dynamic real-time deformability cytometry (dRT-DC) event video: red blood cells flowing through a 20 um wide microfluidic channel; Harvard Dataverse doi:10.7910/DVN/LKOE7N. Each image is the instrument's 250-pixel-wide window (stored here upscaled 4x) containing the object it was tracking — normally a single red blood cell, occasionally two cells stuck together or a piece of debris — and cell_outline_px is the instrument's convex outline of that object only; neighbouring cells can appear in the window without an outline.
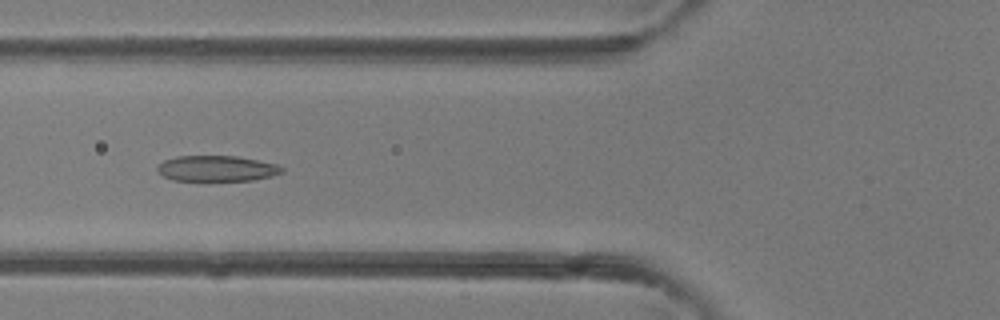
{"species": "common noctule bat (a hibernating species)", "species_latin": "Nyctalus noctula", "temperature_condition": "room temperature", "stored_images_in_passage": 5, "camera_frame_rate_fps": 3000, "um_per_image_px": 0.085, "animal": {"sex": "female"}, "frame": {"image": 1, "passage_image": 5, "time_ms": 4.667, "image_size_px": [1000, 320], "cell_outline_px": [[284, 172], [272, 176], [252, 180], [172, 180], [164, 176], [156, 168], [164, 160], [176, 156], [236, 156], [276, 164], [284, 168]], "centroid_in_image_um": [18.44, 14.32], "position_along_channel_um": 107.4, "area_um2": 18.44}}